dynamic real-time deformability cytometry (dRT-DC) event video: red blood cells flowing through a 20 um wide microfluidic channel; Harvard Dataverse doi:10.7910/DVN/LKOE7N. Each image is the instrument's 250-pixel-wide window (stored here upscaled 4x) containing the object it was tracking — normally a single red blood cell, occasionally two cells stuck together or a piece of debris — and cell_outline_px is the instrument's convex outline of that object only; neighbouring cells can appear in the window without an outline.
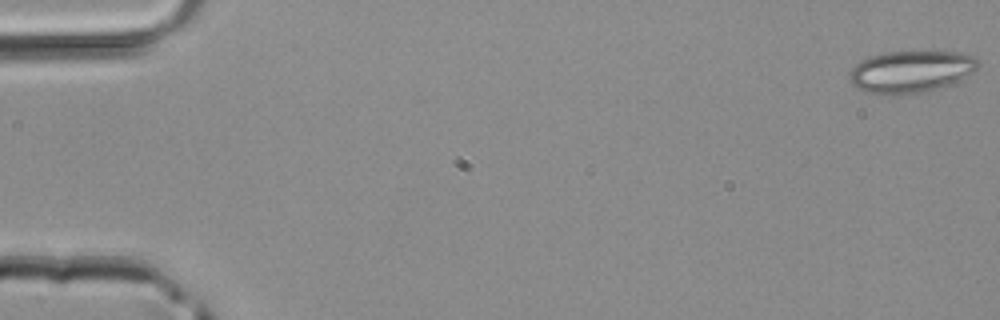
{"species": "common noctule bat (a hibernating species)", "species_latin": "Nyctalus noctula", "temperature_condition": "room temperature", "stored_images_in_passage": 4, "camera_frame_rate_fps": 3000, "um_per_image_px": 0.085, "animal": {"sex": "male", "body_mass_g": 20.4}, "frame": {"image": 1, "passage_image": 1, "time_ms": 0.0, "image_size_px": [1000, 320], "cell_outline_px": [[980, 64], [972, 72], [948, 84], [928, 92], [904, 96], [892, 96], [864, 92], [856, 88], [848, 80], [848, 76], [852, 68], [860, 60], [868, 56], [884, 52], [960, 52], [972, 56], [980, 60]], "centroid_in_image_um": [77.35, 6.11], "position_along_channel_um": 7.7, "area_um2": 31.91}}